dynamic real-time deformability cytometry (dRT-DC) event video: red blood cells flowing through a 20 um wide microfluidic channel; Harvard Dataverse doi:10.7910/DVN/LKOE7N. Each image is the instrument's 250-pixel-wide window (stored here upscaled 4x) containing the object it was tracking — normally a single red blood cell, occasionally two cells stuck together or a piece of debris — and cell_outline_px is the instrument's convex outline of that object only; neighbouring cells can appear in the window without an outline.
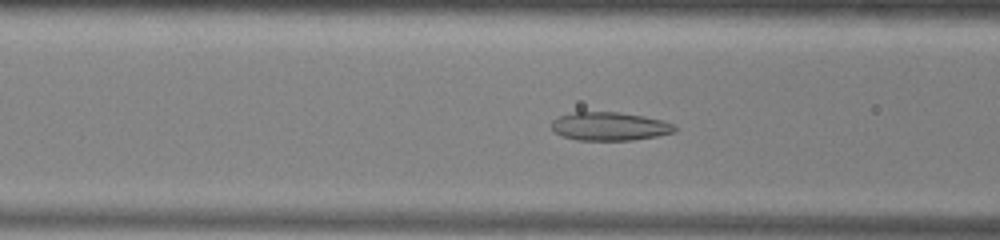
{"species": "common noctule bat (a hibernating species)", "species_latin": "Nyctalus noctula", "temperature_condition": "warm", "stored_images_in_passage": 49, "camera_frame_rate_fps": 3000, "um_per_image_px": 0.085, "animal": {"sex": "male", "body_mass_g": 13.0, "forearm_length_mm": 53.1}, "frame": {"image": 1, "passage_image": 17, "time_ms": 5.333, "image_size_px": [1000, 240], "cell_outline_px": [[676, 132], [656, 136], [632, 140], [576, 140], [560, 136], [552, 128], [552, 120], [560, 116], [576, 112], [616, 112], [644, 116], [676, 124]], "centroid_in_image_um": [51.83, 10.75], "position_along_channel_um": 114.8, "area_um2": 20.35}}
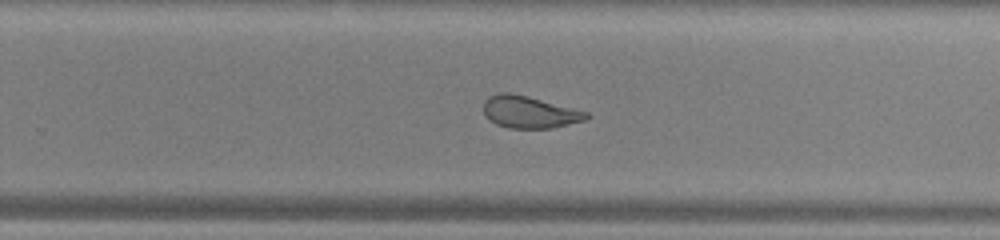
{"frame": {"image": 2, "passage_image": 30, "time_ms": 9.667, "image_size_px": [1000, 240], "cell_outline_px": [[592, 116], [584, 120], [552, 128], [508, 128], [496, 124], [484, 116], [484, 100], [488, 96], [500, 92], [508, 92], [528, 96], [588, 112]], "centroid_in_image_um": [44.97, 9.52], "position_along_channel_um": 284.8, "area_um2": 19.25}}
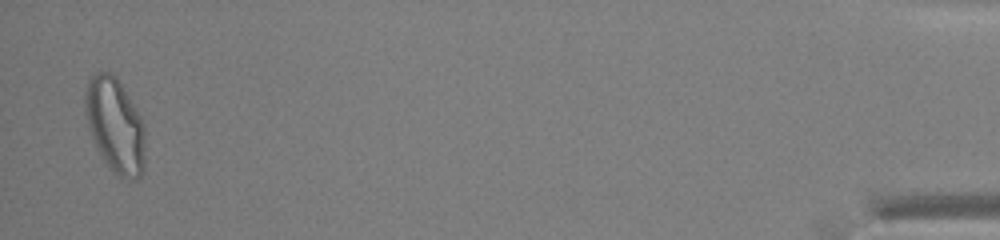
{"frame": {"image": 3, "passage_image": 48, "time_ms": 15.667, "image_size_px": [1000, 240], "cell_outline_px": [[144, 168], [140, 176], [128, 180], [120, 176], [104, 160], [96, 148], [88, 128], [84, 112], [84, 96], [88, 80], [96, 72], [112, 72], [116, 76], [140, 116], [144, 124]], "centroid_in_image_um": [9.76, 10.62], "position_along_channel_um": 425.4, "area_um2": 32.95}, "authors_computed_cell_mechanics": {"area_um2": 23.0622, "velocity_mm_per_s": 3.9352, "shape_relaxation_time_tau1_ms": 7.5952, "shape_relaxation_time_tau2_ms": 1.4644, "deformation_change_tau1": 0.1882, "deformation_change_tau2": 0.0746}}